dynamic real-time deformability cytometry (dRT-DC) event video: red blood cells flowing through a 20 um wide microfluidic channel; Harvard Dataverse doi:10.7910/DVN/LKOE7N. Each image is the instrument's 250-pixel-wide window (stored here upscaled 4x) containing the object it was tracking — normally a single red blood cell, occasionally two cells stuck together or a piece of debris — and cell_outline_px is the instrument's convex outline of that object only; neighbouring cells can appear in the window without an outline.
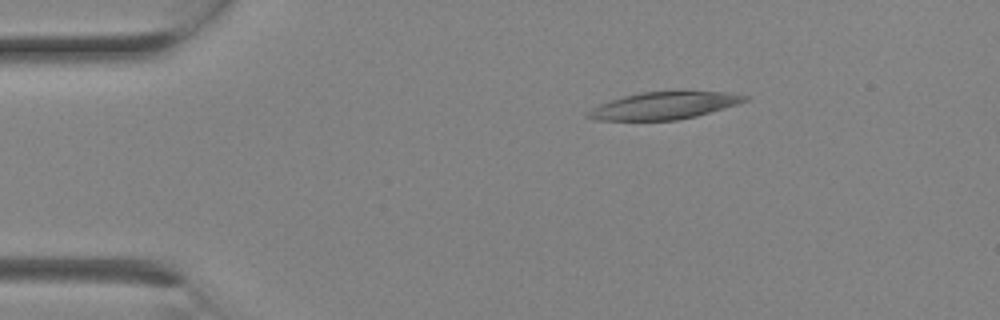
{"species": "Egyptian fruit bat (a non-hibernating species)", "species_latin": "Rousettus aegyptiacus", "temperature_condition": "room temperature", "stored_images_in_passage": 3, "camera_frame_rate_fps": 3000, "um_per_image_px": 0.085, "animal": {"sex": "female"}, "frame": {"image": 1, "passage_image": 1, "time_ms": 0.0, "image_size_px": [1000, 320], "cell_outline_px": [[748, 100], [724, 108], [696, 116], [676, 120], [596, 120], [584, 116], [592, 108], [600, 104], [624, 96], [640, 92], [688, 88], [728, 92], [748, 96]], "centroid_in_image_um": [56.51, 8.92], "position_along_channel_um": 28.5, "area_um2": 25.72}}